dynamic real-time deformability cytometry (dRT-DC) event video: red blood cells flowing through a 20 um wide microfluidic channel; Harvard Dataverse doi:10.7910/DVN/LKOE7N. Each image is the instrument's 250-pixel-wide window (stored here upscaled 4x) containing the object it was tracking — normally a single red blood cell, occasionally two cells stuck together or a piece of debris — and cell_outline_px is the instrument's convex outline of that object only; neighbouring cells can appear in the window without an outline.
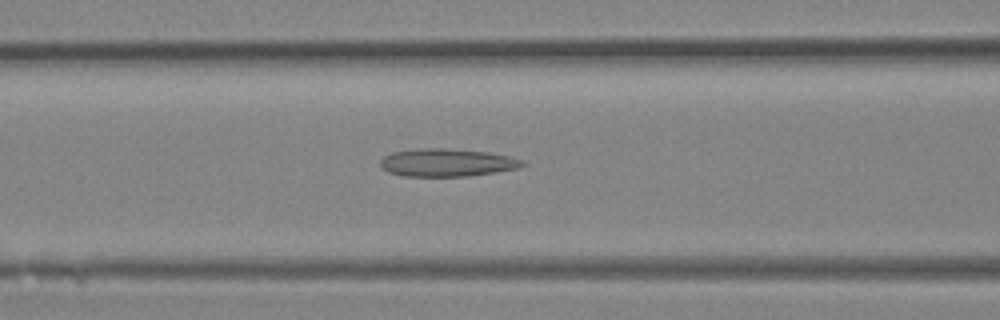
{"species": "Egyptian fruit bat (a non-hibernating species)", "species_latin": "Rousettus aegyptiacus", "temperature_condition": "room temperature", "stored_images_in_passage": 30, "camera_frame_rate_fps": 3000, "um_per_image_px": 0.085, "animal": {"sex": "female"}, "frame": {"image": 1, "passage_image": 10, "time_ms": 3.0, "image_size_px": [1000, 320], "cell_outline_px": [[528, 164], [516, 168], [468, 176], [404, 176], [388, 172], [380, 168], [380, 160], [384, 156], [392, 152], [420, 148], [444, 148], [488, 152], [512, 156], [524, 160]], "centroid_in_image_um": [37.98, 13.81], "position_along_channel_um": 128.6, "area_um2": 23.12}}
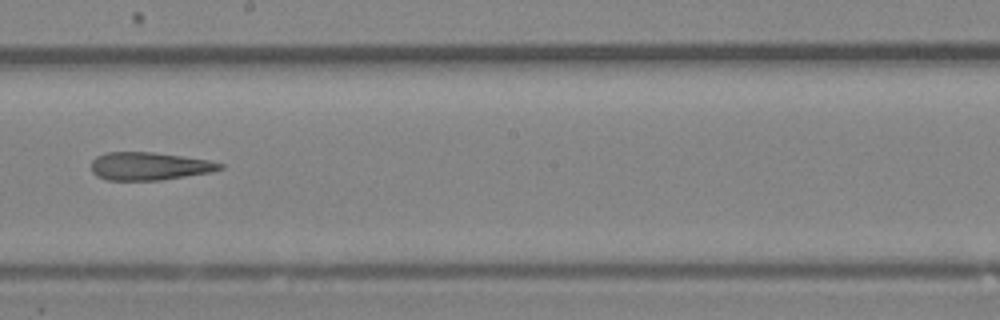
{"frame": {"image": 2, "passage_image": 16, "time_ms": 5.0, "image_size_px": [1000, 320], "cell_outline_px": [[224, 168], [212, 172], [160, 180], [108, 180], [96, 176], [92, 172], [92, 160], [96, 156], [108, 152], [152, 152], [208, 160], [224, 164]], "centroid_in_image_um": [12.68, 14.13], "position_along_channel_um": 235.5, "area_um2": 20.87}}
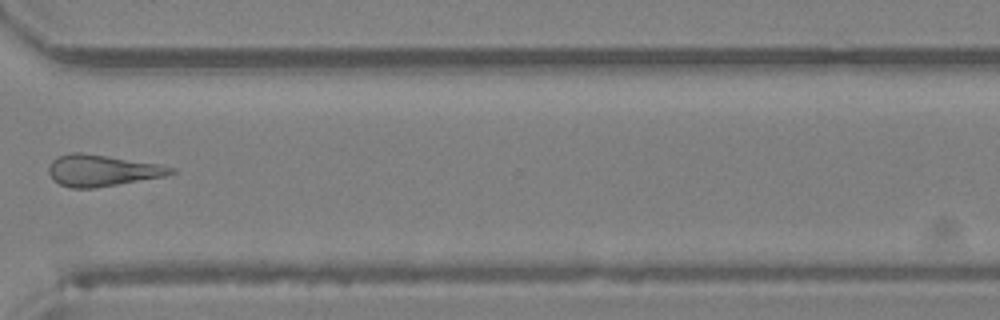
{"frame": {"image": 3, "passage_image": 23, "time_ms": 7.333, "image_size_px": [1000, 320], "cell_outline_px": [[176, 172], [164, 176], [92, 188], [68, 188], [52, 180], [48, 172], [48, 168], [52, 160], [68, 152], [80, 152], [156, 164], [176, 168]], "centroid_in_image_um": [8.61, 14.49], "position_along_channel_um": 362.0, "area_um2": 22.02}}